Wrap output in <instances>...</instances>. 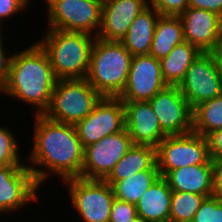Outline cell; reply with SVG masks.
Segmentation results:
<instances>
[{
	"label": "cell",
	"mask_w": 222,
	"mask_h": 222,
	"mask_svg": "<svg viewBox=\"0 0 222 222\" xmlns=\"http://www.w3.org/2000/svg\"><path fill=\"white\" fill-rule=\"evenodd\" d=\"M34 117V140L29 156L33 167L28 168L38 186L51 172L60 175L63 181L81 177L84 148L75 125L55 122L44 115L35 114ZM34 164L39 167H34Z\"/></svg>",
	"instance_id": "1"
},
{
	"label": "cell",
	"mask_w": 222,
	"mask_h": 222,
	"mask_svg": "<svg viewBox=\"0 0 222 222\" xmlns=\"http://www.w3.org/2000/svg\"><path fill=\"white\" fill-rule=\"evenodd\" d=\"M56 81L47 53L35 42L13 53L3 93L35 105L36 114L43 115L49 107Z\"/></svg>",
	"instance_id": "2"
},
{
	"label": "cell",
	"mask_w": 222,
	"mask_h": 222,
	"mask_svg": "<svg viewBox=\"0 0 222 222\" xmlns=\"http://www.w3.org/2000/svg\"><path fill=\"white\" fill-rule=\"evenodd\" d=\"M83 32L48 29L38 41L47 53L57 80L86 78L96 37Z\"/></svg>",
	"instance_id": "3"
},
{
	"label": "cell",
	"mask_w": 222,
	"mask_h": 222,
	"mask_svg": "<svg viewBox=\"0 0 222 222\" xmlns=\"http://www.w3.org/2000/svg\"><path fill=\"white\" fill-rule=\"evenodd\" d=\"M131 59L121 42L96 37L86 79L102 97H118L126 85Z\"/></svg>",
	"instance_id": "4"
},
{
	"label": "cell",
	"mask_w": 222,
	"mask_h": 222,
	"mask_svg": "<svg viewBox=\"0 0 222 222\" xmlns=\"http://www.w3.org/2000/svg\"><path fill=\"white\" fill-rule=\"evenodd\" d=\"M101 98L86 78L57 80L43 115L55 122L75 125L90 114Z\"/></svg>",
	"instance_id": "5"
},
{
	"label": "cell",
	"mask_w": 222,
	"mask_h": 222,
	"mask_svg": "<svg viewBox=\"0 0 222 222\" xmlns=\"http://www.w3.org/2000/svg\"><path fill=\"white\" fill-rule=\"evenodd\" d=\"M156 159L162 177L185 166L213 163L206 137L194 131L166 136L156 147Z\"/></svg>",
	"instance_id": "6"
},
{
	"label": "cell",
	"mask_w": 222,
	"mask_h": 222,
	"mask_svg": "<svg viewBox=\"0 0 222 222\" xmlns=\"http://www.w3.org/2000/svg\"><path fill=\"white\" fill-rule=\"evenodd\" d=\"M48 7V29L83 32L95 37L102 18L98 0H45ZM97 28V29H96ZM95 30V31H94Z\"/></svg>",
	"instance_id": "7"
},
{
	"label": "cell",
	"mask_w": 222,
	"mask_h": 222,
	"mask_svg": "<svg viewBox=\"0 0 222 222\" xmlns=\"http://www.w3.org/2000/svg\"><path fill=\"white\" fill-rule=\"evenodd\" d=\"M72 206L84 222H109L114 191L105 180L82 177L65 180Z\"/></svg>",
	"instance_id": "8"
},
{
	"label": "cell",
	"mask_w": 222,
	"mask_h": 222,
	"mask_svg": "<svg viewBox=\"0 0 222 222\" xmlns=\"http://www.w3.org/2000/svg\"><path fill=\"white\" fill-rule=\"evenodd\" d=\"M178 87L192 110L219 96L222 93L219 56L215 52H201Z\"/></svg>",
	"instance_id": "9"
},
{
	"label": "cell",
	"mask_w": 222,
	"mask_h": 222,
	"mask_svg": "<svg viewBox=\"0 0 222 222\" xmlns=\"http://www.w3.org/2000/svg\"><path fill=\"white\" fill-rule=\"evenodd\" d=\"M83 148L125 128V108L119 97H102L93 110L75 124Z\"/></svg>",
	"instance_id": "10"
},
{
	"label": "cell",
	"mask_w": 222,
	"mask_h": 222,
	"mask_svg": "<svg viewBox=\"0 0 222 222\" xmlns=\"http://www.w3.org/2000/svg\"><path fill=\"white\" fill-rule=\"evenodd\" d=\"M133 146L126 128L84 148L81 177L104 180Z\"/></svg>",
	"instance_id": "11"
},
{
	"label": "cell",
	"mask_w": 222,
	"mask_h": 222,
	"mask_svg": "<svg viewBox=\"0 0 222 222\" xmlns=\"http://www.w3.org/2000/svg\"><path fill=\"white\" fill-rule=\"evenodd\" d=\"M167 86L160 60L149 54L132 56L126 85L118 97L122 102L149 101Z\"/></svg>",
	"instance_id": "12"
},
{
	"label": "cell",
	"mask_w": 222,
	"mask_h": 222,
	"mask_svg": "<svg viewBox=\"0 0 222 222\" xmlns=\"http://www.w3.org/2000/svg\"><path fill=\"white\" fill-rule=\"evenodd\" d=\"M148 102L167 136L192 131L193 110L178 86H167Z\"/></svg>",
	"instance_id": "13"
},
{
	"label": "cell",
	"mask_w": 222,
	"mask_h": 222,
	"mask_svg": "<svg viewBox=\"0 0 222 222\" xmlns=\"http://www.w3.org/2000/svg\"><path fill=\"white\" fill-rule=\"evenodd\" d=\"M39 189L26 165L0 167V212L8 213L37 200Z\"/></svg>",
	"instance_id": "14"
},
{
	"label": "cell",
	"mask_w": 222,
	"mask_h": 222,
	"mask_svg": "<svg viewBox=\"0 0 222 222\" xmlns=\"http://www.w3.org/2000/svg\"><path fill=\"white\" fill-rule=\"evenodd\" d=\"M149 5L148 0H105L97 38L118 41L125 37L133 20Z\"/></svg>",
	"instance_id": "15"
},
{
	"label": "cell",
	"mask_w": 222,
	"mask_h": 222,
	"mask_svg": "<svg viewBox=\"0 0 222 222\" xmlns=\"http://www.w3.org/2000/svg\"><path fill=\"white\" fill-rule=\"evenodd\" d=\"M125 128L133 145L157 147L167 136L161 129L159 119L148 101L123 102Z\"/></svg>",
	"instance_id": "16"
},
{
	"label": "cell",
	"mask_w": 222,
	"mask_h": 222,
	"mask_svg": "<svg viewBox=\"0 0 222 222\" xmlns=\"http://www.w3.org/2000/svg\"><path fill=\"white\" fill-rule=\"evenodd\" d=\"M179 17L183 25L184 41L201 52L215 51L219 25L217 13L188 7Z\"/></svg>",
	"instance_id": "17"
},
{
	"label": "cell",
	"mask_w": 222,
	"mask_h": 222,
	"mask_svg": "<svg viewBox=\"0 0 222 222\" xmlns=\"http://www.w3.org/2000/svg\"><path fill=\"white\" fill-rule=\"evenodd\" d=\"M213 163L185 166L169 171L164 178L172 191H184L204 196L213 195Z\"/></svg>",
	"instance_id": "18"
},
{
	"label": "cell",
	"mask_w": 222,
	"mask_h": 222,
	"mask_svg": "<svg viewBox=\"0 0 222 222\" xmlns=\"http://www.w3.org/2000/svg\"><path fill=\"white\" fill-rule=\"evenodd\" d=\"M172 192L166 179L159 176L135 204L137 215L145 222H169Z\"/></svg>",
	"instance_id": "19"
},
{
	"label": "cell",
	"mask_w": 222,
	"mask_h": 222,
	"mask_svg": "<svg viewBox=\"0 0 222 222\" xmlns=\"http://www.w3.org/2000/svg\"><path fill=\"white\" fill-rule=\"evenodd\" d=\"M159 16L160 14L148 5L133 20L127 34L121 40L132 56L149 54Z\"/></svg>",
	"instance_id": "20"
},
{
	"label": "cell",
	"mask_w": 222,
	"mask_h": 222,
	"mask_svg": "<svg viewBox=\"0 0 222 222\" xmlns=\"http://www.w3.org/2000/svg\"><path fill=\"white\" fill-rule=\"evenodd\" d=\"M144 170H158L156 148L149 145H133L104 180L113 186L117 181Z\"/></svg>",
	"instance_id": "21"
},
{
	"label": "cell",
	"mask_w": 222,
	"mask_h": 222,
	"mask_svg": "<svg viewBox=\"0 0 222 222\" xmlns=\"http://www.w3.org/2000/svg\"><path fill=\"white\" fill-rule=\"evenodd\" d=\"M201 51L183 41L173 48V50L160 60L161 73L168 86H179L191 63L199 56Z\"/></svg>",
	"instance_id": "22"
},
{
	"label": "cell",
	"mask_w": 222,
	"mask_h": 222,
	"mask_svg": "<svg viewBox=\"0 0 222 222\" xmlns=\"http://www.w3.org/2000/svg\"><path fill=\"white\" fill-rule=\"evenodd\" d=\"M183 41V25L180 17L160 15L156 23L149 55L161 60Z\"/></svg>",
	"instance_id": "23"
},
{
	"label": "cell",
	"mask_w": 222,
	"mask_h": 222,
	"mask_svg": "<svg viewBox=\"0 0 222 222\" xmlns=\"http://www.w3.org/2000/svg\"><path fill=\"white\" fill-rule=\"evenodd\" d=\"M160 176L159 170H144L117 181L113 186L115 198L136 204L142 194Z\"/></svg>",
	"instance_id": "24"
},
{
	"label": "cell",
	"mask_w": 222,
	"mask_h": 222,
	"mask_svg": "<svg viewBox=\"0 0 222 222\" xmlns=\"http://www.w3.org/2000/svg\"><path fill=\"white\" fill-rule=\"evenodd\" d=\"M222 129V93L193 109L192 131L206 137Z\"/></svg>",
	"instance_id": "25"
},
{
	"label": "cell",
	"mask_w": 222,
	"mask_h": 222,
	"mask_svg": "<svg viewBox=\"0 0 222 222\" xmlns=\"http://www.w3.org/2000/svg\"><path fill=\"white\" fill-rule=\"evenodd\" d=\"M206 197L191 192L173 191L169 222L192 221Z\"/></svg>",
	"instance_id": "26"
},
{
	"label": "cell",
	"mask_w": 222,
	"mask_h": 222,
	"mask_svg": "<svg viewBox=\"0 0 222 222\" xmlns=\"http://www.w3.org/2000/svg\"><path fill=\"white\" fill-rule=\"evenodd\" d=\"M10 130L0 126V167L6 165H25L20 163L18 141Z\"/></svg>",
	"instance_id": "27"
},
{
	"label": "cell",
	"mask_w": 222,
	"mask_h": 222,
	"mask_svg": "<svg viewBox=\"0 0 222 222\" xmlns=\"http://www.w3.org/2000/svg\"><path fill=\"white\" fill-rule=\"evenodd\" d=\"M192 222H222V198L215 195L206 197Z\"/></svg>",
	"instance_id": "28"
},
{
	"label": "cell",
	"mask_w": 222,
	"mask_h": 222,
	"mask_svg": "<svg viewBox=\"0 0 222 222\" xmlns=\"http://www.w3.org/2000/svg\"><path fill=\"white\" fill-rule=\"evenodd\" d=\"M160 15L179 16L188 9V0H149Z\"/></svg>",
	"instance_id": "29"
},
{
	"label": "cell",
	"mask_w": 222,
	"mask_h": 222,
	"mask_svg": "<svg viewBox=\"0 0 222 222\" xmlns=\"http://www.w3.org/2000/svg\"><path fill=\"white\" fill-rule=\"evenodd\" d=\"M137 216L135 204L114 198L109 222L129 221Z\"/></svg>",
	"instance_id": "30"
},
{
	"label": "cell",
	"mask_w": 222,
	"mask_h": 222,
	"mask_svg": "<svg viewBox=\"0 0 222 222\" xmlns=\"http://www.w3.org/2000/svg\"><path fill=\"white\" fill-rule=\"evenodd\" d=\"M28 3L29 0H0V26H2V19L12 17L19 11L24 10L28 6Z\"/></svg>",
	"instance_id": "31"
},
{
	"label": "cell",
	"mask_w": 222,
	"mask_h": 222,
	"mask_svg": "<svg viewBox=\"0 0 222 222\" xmlns=\"http://www.w3.org/2000/svg\"><path fill=\"white\" fill-rule=\"evenodd\" d=\"M206 139L211 159L222 160V129L209 133Z\"/></svg>",
	"instance_id": "32"
},
{
	"label": "cell",
	"mask_w": 222,
	"mask_h": 222,
	"mask_svg": "<svg viewBox=\"0 0 222 222\" xmlns=\"http://www.w3.org/2000/svg\"><path fill=\"white\" fill-rule=\"evenodd\" d=\"M1 34L2 32L0 31V92H3L8 77L13 54L9 55L8 57L5 56V53L3 51L4 47Z\"/></svg>",
	"instance_id": "33"
},
{
	"label": "cell",
	"mask_w": 222,
	"mask_h": 222,
	"mask_svg": "<svg viewBox=\"0 0 222 222\" xmlns=\"http://www.w3.org/2000/svg\"><path fill=\"white\" fill-rule=\"evenodd\" d=\"M188 6L222 14V0H188Z\"/></svg>",
	"instance_id": "34"
},
{
	"label": "cell",
	"mask_w": 222,
	"mask_h": 222,
	"mask_svg": "<svg viewBox=\"0 0 222 222\" xmlns=\"http://www.w3.org/2000/svg\"><path fill=\"white\" fill-rule=\"evenodd\" d=\"M213 195L222 198V160L213 161Z\"/></svg>",
	"instance_id": "35"
},
{
	"label": "cell",
	"mask_w": 222,
	"mask_h": 222,
	"mask_svg": "<svg viewBox=\"0 0 222 222\" xmlns=\"http://www.w3.org/2000/svg\"><path fill=\"white\" fill-rule=\"evenodd\" d=\"M218 56H222V14L219 15L218 39L214 51Z\"/></svg>",
	"instance_id": "36"
},
{
	"label": "cell",
	"mask_w": 222,
	"mask_h": 222,
	"mask_svg": "<svg viewBox=\"0 0 222 222\" xmlns=\"http://www.w3.org/2000/svg\"><path fill=\"white\" fill-rule=\"evenodd\" d=\"M124 222H145V221L137 215L135 218H133L129 221H124Z\"/></svg>",
	"instance_id": "37"
},
{
	"label": "cell",
	"mask_w": 222,
	"mask_h": 222,
	"mask_svg": "<svg viewBox=\"0 0 222 222\" xmlns=\"http://www.w3.org/2000/svg\"><path fill=\"white\" fill-rule=\"evenodd\" d=\"M219 70H220L221 83H222V56H219Z\"/></svg>",
	"instance_id": "38"
}]
</instances>
